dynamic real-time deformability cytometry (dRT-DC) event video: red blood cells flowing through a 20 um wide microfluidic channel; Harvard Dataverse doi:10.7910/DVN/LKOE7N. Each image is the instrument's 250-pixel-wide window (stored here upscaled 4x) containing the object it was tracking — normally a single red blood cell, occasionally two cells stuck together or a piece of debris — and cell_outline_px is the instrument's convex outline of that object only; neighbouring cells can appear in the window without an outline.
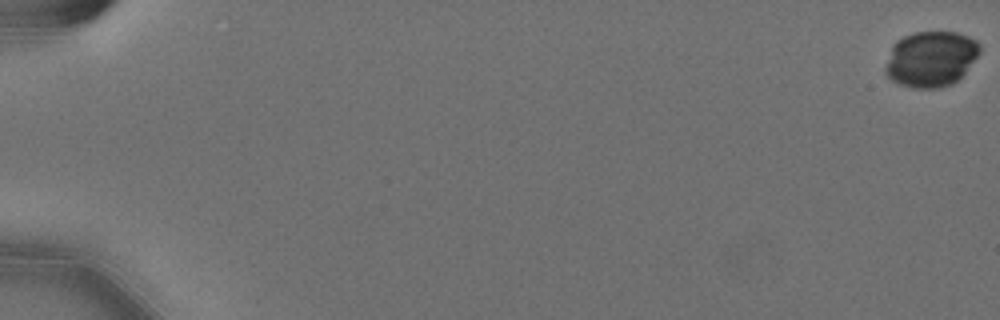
{"species": "Egyptian fruit bat (a non-hibernating species)", "species_latin": "Rousettus aegyptiacus", "temperature_condition": "cold", "stored_images_in_passage": 21, "camera_frame_rate_fps": 3000, "um_per_image_px": 0.085, "animal": {"sex": "female"}, "frame": {"image": 1, "passage_image": 1, "time_ms": 0.0, "image_size_px": [1000, 320], "cell_outline_px": [[980, 52], [964, 72], [952, 84], [936, 88], [912, 88], [900, 84], [892, 80], [884, 72], [884, 68], [892, 44], [896, 40], [904, 36], [916, 32], [956, 32], [968, 36], [976, 40], [980, 44]], "centroid_in_image_um": [79.09, 5.0], "position_along_channel_um": 5.9, "area_um2": 30.52}}
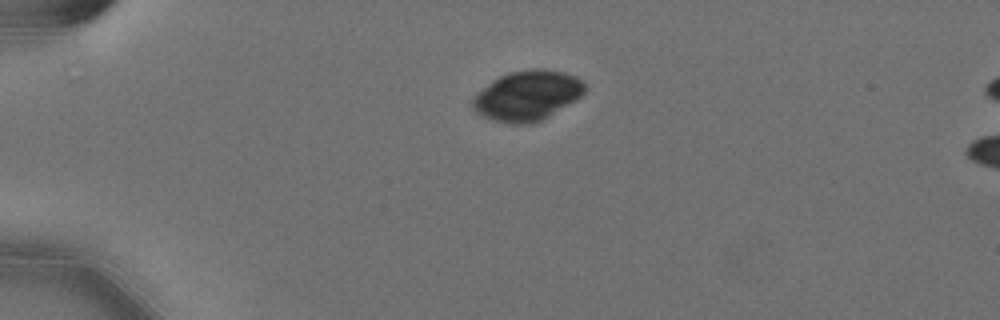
{"frame": {"image": 2, "passage_image": 16, "time_ms": 5.0, "image_size_px": [1000, 320], "cell_outline_px": [[588, 88], [576, 100], [548, 116], [532, 124], [508, 124], [492, 120], [476, 112], [472, 108], [472, 100], [492, 80], [508, 72], [536, 68], [564, 72], [576, 76], [584, 80]], "centroid_in_image_um": [44.86, 8.12], "position_along_channel_um": 40.1, "area_um2": 32.6}}